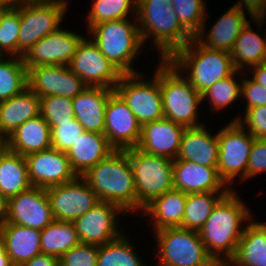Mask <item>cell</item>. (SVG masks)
I'll use <instances>...</instances> for the list:
<instances>
[{
  "label": "cell",
  "instance_id": "cell-1",
  "mask_svg": "<svg viewBox=\"0 0 266 266\" xmlns=\"http://www.w3.org/2000/svg\"><path fill=\"white\" fill-rule=\"evenodd\" d=\"M252 217L236 190L231 189L217 203L199 231L208 255L214 260L230 261L242 237L243 223L250 222Z\"/></svg>",
  "mask_w": 266,
  "mask_h": 266
},
{
  "label": "cell",
  "instance_id": "cell-2",
  "mask_svg": "<svg viewBox=\"0 0 266 266\" xmlns=\"http://www.w3.org/2000/svg\"><path fill=\"white\" fill-rule=\"evenodd\" d=\"M136 18L143 45L152 39L159 60H168L193 39L181 26L171 0H137Z\"/></svg>",
  "mask_w": 266,
  "mask_h": 266
},
{
  "label": "cell",
  "instance_id": "cell-3",
  "mask_svg": "<svg viewBox=\"0 0 266 266\" xmlns=\"http://www.w3.org/2000/svg\"><path fill=\"white\" fill-rule=\"evenodd\" d=\"M100 201L114 203L136 213V190L129 154L114 150L83 176Z\"/></svg>",
  "mask_w": 266,
  "mask_h": 266
},
{
  "label": "cell",
  "instance_id": "cell-4",
  "mask_svg": "<svg viewBox=\"0 0 266 266\" xmlns=\"http://www.w3.org/2000/svg\"><path fill=\"white\" fill-rule=\"evenodd\" d=\"M168 61L201 94L235 71L229 52L207 48L196 38L178 49Z\"/></svg>",
  "mask_w": 266,
  "mask_h": 266
},
{
  "label": "cell",
  "instance_id": "cell-5",
  "mask_svg": "<svg viewBox=\"0 0 266 266\" xmlns=\"http://www.w3.org/2000/svg\"><path fill=\"white\" fill-rule=\"evenodd\" d=\"M104 21L88 29L91 40L123 74L139 73L133 65L143 47L137 18Z\"/></svg>",
  "mask_w": 266,
  "mask_h": 266
},
{
  "label": "cell",
  "instance_id": "cell-6",
  "mask_svg": "<svg viewBox=\"0 0 266 266\" xmlns=\"http://www.w3.org/2000/svg\"><path fill=\"white\" fill-rule=\"evenodd\" d=\"M159 62V86L165 118L186 128L203 125L198 119V109L203 104L202 94L168 60Z\"/></svg>",
  "mask_w": 266,
  "mask_h": 266
},
{
  "label": "cell",
  "instance_id": "cell-7",
  "mask_svg": "<svg viewBox=\"0 0 266 266\" xmlns=\"http://www.w3.org/2000/svg\"><path fill=\"white\" fill-rule=\"evenodd\" d=\"M129 154L136 190V213L154 198L174 189L173 160L151 155L142 150L130 148Z\"/></svg>",
  "mask_w": 266,
  "mask_h": 266
},
{
  "label": "cell",
  "instance_id": "cell-8",
  "mask_svg": "<svg viewBox=\"0 0 266 266\" xmlns=\"http://www.w3.org/2000/svg\"><path fill=\"white\" fill-rule=\"evenodd\" d=\"M68 3V0L26 1L20 5L18 57H23L40 39L61 27Z\"/></svg>",
  "mask_w": 266,
  "mask_h": 266
},
{
  "label": "cell",
  "instance_id": "cell-9",
  "mask_svg": "<svg viewBox=\"0 0 266 266\" xmlns=\"http://www.w3.org/2000/svg\"><path fill=\"white\" fill-rule=\"evenodd\" d=\"M155 70L150 81L144 78L142 72L123 74L114 88L141 126L165 118L159 86V64Z\"/></svg>",
  "mask_w": 266,
  "mask_h": 266
},
{
  "label": "cell",
  "instance_id": "cell-10",
  "mask_svg": "<svg viewBox=\"0 0 266 266\" xmlns=\"http://www.w3.org/2000/svg\"><path fill=\"white\" fill-rule=\"evenodd\" d=\"M159 266H206L213 260L206 252L199 231L180 227L154 232Z\"/></svg>",
  "mask_w": 266,
  "mask_h": 266
},
{
  "label": "cell",
  "instance_id": "cell-11",
  "mask_svg": "<svg viewBox=\"0 0 266 266\" xmlns=\"http://www.w3.org/2000/svg\"><path fill=\"white\" fill-rule=\"evenodd\" d=\"M227 123L217 131L219 155L217 170L229 188L238 177L247 180V165L254 139L237 121ZM235 179V180H234Z\"/></svg>",
  "mask_w": 266,
  "mask_h": 266
},
{
  "label": "cell",
  "instance_id": "cell-12",
  "mask_svg": "<svg viewBox=\"0 0 266 266\" xmlns=\"http://www.w3.org/2000/svg\"><path fill=\"white\" fill-rule=\"evenodd\" d=\"M68 66L87 86L114 89L123 75L90 37L82 39Z\"/></svg>",
  "mask_w": 266,
  "mask_h": 266
},
{
  "label": "cell",
  "instance_id": "cell-13",
  "mask_svg": "<svg viewBox=\"0 0 266 266\" xmlns=\"http://www.w3.org/2000/svg\"><path fill=\"white\" fill-rule=\"evenodd\" d=\"M46 194L56 221L73 222L101 202L82 176L66 184L49 187Z\"/></svg>",
  "mask_w": 266,
  "mask_h": 266
},
{
  "label": "cell",
  "instance_id": "cell-14",
  "mask_svg": "<svg viewBox=\"0 0 266 266\" xmlns=\"http://www.w3.org/2000/svg\"><path fill=\"white\" fill-rule=\"evenodd\" d=\"M121 213L126 214L120 206L101 201L76 218L73 224L80 242L101 246L120 237L124 233L118 221Z\"/></svg>",
  "mask_w": 266,
  "mask_h": 266
},
{
  "label": "cell",
  "instance_id": "cell-15",
  "mask_svg": "<svg viewBox=\"0 0 266 266\" xmlns=\"http://www.w3.org/2000/svg\"><path fill=\"white\" fill-rule=\"evenodd\" d=\"M84 37L62 29L40 39L22 57L27 69L36 66L69 65Z\"/></svg>",
  "mask_w": 266,
  "mask_h": 266
},
{
  "label": "cell",
  "instance_id": "cell-16",
  "mask_svg": "<svg viewBox=\"0 0 266 266\" xmlns=\"http://www.w3.org/2000/svg\"><path fill=\"white\" fill-rule=\"evenodd\" d=\"M87 85L68 65L36 66L28 69V87L40 98H75Z\"/></svg>",
  "mask_w": 266,
  "mask_h": 266
},
{
  "label": "cell",
  "instance_id": "cell-17",
  "mask_svg": "<svg viewBox=\"0 0 266 266\" xmlns=\"http://www.w3.org/2000/svg\"><path fill=\"white\" fill-rule=\"evenodd\" d=\"M54 220L44 188L31 186L8 199L6 222L42 231Z\"/></svg>",
  "mask_w": 266,
  "mask_h": 266
},
{
  "label": "cell",
  "instance_id": "cell-18",
  "mask_svg": "<svg viewBox=\"0 0 266 266\" xmlns=\"http://www.w3.org/2000/svg\"><path fill=\"white\" fill-rule=\"evenodd\" d=\"M25 160L32 186L47 189L66 184L77 177L66 152L54 148L29 154L25 156Z\"/></svg>",
  "mask_w": 266,
  "mask_h": 266
},
{
  "label": "cell",
  "instance_id": "cell-19",
  "mask_svg": "<svg viewBox=\"0 0 266 266\" xmlns=\"http://www.w3.org/2000/svg\"><path fill=\"white\" fill-rule=\"evenodd\" d=\"M104 135L115 150L137 147L141 136V125L115 91L107 102Z\"/></svg>",
  "mask_w": 266,
  "mask_h": 266
},
{
  "label": "cell",
  "instance_id": "cell-20",
  "mask_svg": "<svg viewBox=\"0 0 266 266\" xmlns=\"http://www.w3.org/2000/svg\"><path fill=\"white\" fill-rule=\"evenodd\" d=\"M186 127L163 118L141 126V136L137 148L151 155L175 160Z\"/></svg>",
  "mask_w": 266,
  "mask_h": 266
},
{
  "label": "cell",
  "instance_id": "cell-21",
  "mask_svg": "<svg viewBox=\"0 0 266 266\" xmlns=\"http://www.w3.org/2000/svg\"><path fill=\"white\" fill-rule=\"evenodd\" d=\"M174 189L184 193L229 192L220 178L217 167H209L186 160H173Z\"/></svg>",
  "mask_w": 266,
  "mask_h": 266
},
{
  "label": "cell",
  "instance_id": "cell-22",
  "mask_svg": "<svg viewBox=\"0 0 266 266\" xmlns=\"http://www.w3.org/2000/svg\"><path fill=\"white\" fill-rule=\"evenodd\" d=\"M113 92L101 86H86L72 99L75 119L85 131L104 134L107 102Z\"/></svg>",
  "mask_w": 266,
  "mask_h": 266
},
{
  "label": "cell",
  "instance_id": "cell-23",
  "mask_svg": "<svg viewBox=\"0 0 266 266\" xmlns=\"http://www.w3.org/2000/svg\"><path fill=\"white\" fill-rule=\"evenodd\" d=\"M247 19L246 13L232 5L221 17H218L211 29L208 30V34L205 22L196 39L207 48L230 53L240 32L250 21Z\"/></svg>",
  "mask_w": 266,
  "mask_h": 266
},
{
  "label": "cell",
  "instance_id": "cell-24",
  "mask_svg": "<svg viewBox=\"0 0 266 266\" xmlns=\"http://www.w3.org/2000/svg\"><path fill=\"white\" fill-rule=\"evenodd\" d=\"M206 124L186 128L175 160L191 161L199 165L217 167L219 144L217 133L207 131Z\"/></svg>",
  "mask_w": 266,
  "mask_h": 266
},
{
  "label": "cell",
  "instance_id": "cell-25",
  "mask_svg": "<svg viewBox=\"0 0 266 266\" xmlns=\"http://www.w3.org/2000/svg\"><path fill=\"white\" fill-rule=\"evenodd\" d=\"M251 21L256 27H263V19H251L240 32L230 52L235 70L245 73L248 69L266 62V32L262 36L254 31Z\"/></svg>",
  "mask_w": 266,
  "mask_h": 266
},
{
  "label": "cell",
  "instance_id": "cell-26",
  "mask_svg": "<svg viewBox=\"0 0 266 266\" xmlns=\"http://www.w3.org/2000/svg\"><path fill=\"white\" fill-rule=\"evenodd\" d=\"M114 150L104 134L85 131L66 152V155L77 176H83Z\"/></svg>",
  "mask_w": 266,
  "mask_h": 266
},
{
  "label": "cell",
  "instance_id": "cell-27",
  "mask_svg": "<svg viewBox=\"0 0 266 266\" xmlns=\"http://www.w3.org/2000/svg\"><path fill=\"white\" fill-rule=\"evenodd\" d=\"M6 148L24 157L51 148V128L41 115L28 119L5 138Z\"/></svg>",
  "mask_w": 266,
  "mask_h": 266
},
{
  "label": "cell",
  "instance_id": "cell-28",
  "mask_svg": "<svg viewBox=\"0 0 266 266\" xmlns=\"http://www.w3.org/2000/svg\"><path fill=\"white\" fill-rule=\"evenodd\" d=\"M0 235L13 265L22 266L41 253L40 230L6 222L0 227Z\"/></svg>",
  "mask_w": 266,
  "mask_h": 266
},
{
  "label": "cell",
  "instance_id": "cell-29",
  "mask_svg": "<svg viewBox=\"0 0 266 266\" xmlns=\"http://www.w3.org/2000/svg\"><path fill=\"white\" fill-rule=\"evenodd\" d=\"M41 100L29 87L0 102V137L6 138L28 119L40 115Z\"/></svg>",
  "mask_w": 266,
  "mask_h": 266
},
{
  "label": "cell",
  "instance_id": "cell-30",
  "mask_svg": "<svg viewBox=\"0 0 266 266\" xmlns=\"http://www.w3.org/2000/svg\"><path fill=\"white\" fill-rule=\"evenodd\" d=\"M186 200L187 193L172 189L154 198L142 211L147 218L150 217L152 223H149L154 225V232L164 228L181 227Z\"/></svg>",
  "mask_w": 266,
  "mask_h": 266
},
{
  "label": "cell",
  "instance_id": "cell-31",
  "mask_svg": "<svg viewBox=\"0 0 266 266\" xmlns=\"http://www.w3.org/2000/svg\"><path fill=\"white\" fill-rule=\"evenodd\" d=\"M231 266H266V223H246Z\"/></svg>",
  "mask_w": 266,
  "mask_h": 266
},
{
  "label": "cell",
  "instance_id": "cell-32",
  "mask_svg": "<svg viewBox=\"0 0 266 266\" xmlns=\"http://www.w3.org/2000/svg\"><path fill=\"white\" fill-rule=\"evenodd\" d=\"M31 186L25 157L5 148L0 154V194L8 200Z\"/></svg>",
  "mask_w": 266,
  "mask_h": 266
},
{
  "label": "cell",
  "instance_id": "cell-33",
  "mask_svg": "<svg viewBox=\"0 0 266 266\" xmlns=\"http://www.w3.org/2000/svg\"><path fill=\"white\" fill-rule=\"evenodd\" d=\"M80 243L73 222L54 220L41 231V253L58 259Z\"/></svg>",
  "mask_w": 266,
  "mask_h": 266
},
{
  "label": "cell",
  "instance_id": "cell-34",
  "mask_svg": "<svg viewBox=\"0 0 266 266\" xmlns=\"http://www.w3.org/2000/svg\"><path fill=\"white\" fill-rule=\"evenodd\" d=\"M228 192H202L187 194L180 228L200 231L217 203Z\"/></svg>",
  "mask_w": 266,
  "mask_h": 266
},
{
  "label": "cell",
  "instance_id": "cell-35",
  "mask_svg": "<svg viewBox=\"0 0 266 266\" xmlns=\"http://www.w3.org/2000/svg\"><path fill=\"white\" fill-rule=\"evenodd\" d=\"M125 232L117 239L99 246L97 266H146Z\"/></svg>",
  "mask_w": 266,
  "mask_h": 266
},
{
  "label": "cell",
  "instance_id": "cell-36",
  "mask_svg": "<svg viewBox=\"0 0 266 266\" xmlns=\"http://www.w3.org/2000/svg\"><path fill=\"white\" fill-rule=\"evenodd\" d=\"M9 59V60H8ZM28 87V69L22 57L0 62V102L20 94Z\"/></svg>",
  "mask_w": 266,
  "mask_h": 266
},
{
  "label": "cell",
  "instance_id": "cell-37",
  "mask_svg": "<svg viewBox=\"0 0 266 266\" xmlns=\"http://www.w3.org/2000/svg\"><path fill=\"white\" fill-rule=\"evenodd\" d=\"M136 7L137 0H93L86 29L104 21L129 19L128 15L136 18Z\"/></svg>",
  "mask_w": 266,
  "mask_h": 266
},
{
  "label": "cell",
  "instance_id": "cell-38",
  "mask_svg": "<svg viewBox=\"0 0 266 266\" xmlns=\"http://www.w3.org/2000/svg\"><path fill=\"white\" fill-rule=\"evenodd\" d=\"M240 74L242 75L243 72L235 70L230 76L217 81L202 93V102L208 100L211 110L213 109L214 112L219 113L238 101L241 98L242 80L240 79L239 82L236 77H241Z\"/></svg>",
  "mask_w": 266,
  "mask_h": 266
},
{
  "label": "cell",
  "instance_id": "cell-39",
  "mask_svg": "<svg viewBox=\"0 0 266 266\" xmlns=\"http://www.w3.org/2000/svg\"><path fill=\"white\" fill-rule=\"evenodd\" d=\"M181 26L193 37L200 33L206 18L204 0H171Z\"/></svg>",
  "mask_w": 266,
  "mask_h": 266
},
{
  "label": "cell",
  "instance_id": "cell-40",
  "mask_svg": "<svg viewBox=\"0 0 266 266\" xmlns=\"http://www.w3.org/2000/svg\"><path fill=\"white\" fill-rule=\"evenodd\" d=\"M19 32L20 5L16 8H0V51L5 56L18 57Z\"/></svg>",
  "mask_w": 266,
  "mask_h": 266
},
{
  "label": "cell",
  "instance_id": "cell-41",
  "mask_svg": "<svg viewBox=\"0 0 266 266\" xmlns=\"http://www.w3.org/2000/svg\"><path fill=\"white\" fill-rule=\"evenodd\" d=\"M40 115L49 126H59V123L71 122L75 119L72 99L61 96L41 97Z\"/></svg>",
  "mask_w": 266,
  "mask_h": 266
},
{
  "label": "cell",
  "instance_id": "cell-42",
  "mask_svg": "<svg viewBox=\"0 0 266 266\" xmlns=\"http://www.w3.org/2000/svg\"><path fill=\"white\" fill-rule=\"evenodd\" d=\"M51 128V148L67 152L78 137L85 132L82 125L73 119L71 122L59 123Z\"/></svg>",
  "mask_w": 266,
  "mask_h": 266
},
{
  "label": "cell",
  "instance_id": "cell-43",
  "mask_svg": "<svg viewBox=\"0 0 266 266\" xmlns=\"http://www.w3.org/2000/svg\"><path fill=\"white\" fill-rule=\"evenodd\" d=\"M98 245L80 243L59 259V266H97Z\"/></svg>",
  "mask_w": 266,
  "mask_h": 266
},
{
  "label": "cell",
  "instance_id": "cell-44",
  "mask_svg": "<svg viewBox=\"0 0 266 266\" xmlns=\"http://www.w3.org/2000/svg\"><path fill=\"white\" fill-rule=\"evenodd\" d=\"M238 115L232 121H237L253 138L266 139V106L247 109L242 114L245 117Z\"/></svg>",
  "mask_w": 266,
  "mask_h": 266
},
{
  "label": "cell",
  "instance_id": "cell-45",
  "mask_svg": "<svg viewBox=\"0 0 266 266\" xmlns=\"http://www.w3.org/2000/svg\"><path fill=\"white\" fill-rule=\"evenodd\" d=\"M243 72L241 84V98L244 99V112L253 107L266 106V87L254 82L248 76L245 78ZM243 97V98H242ZM246 107V108H245Z\"/></svg>",
  "mask_w": 266,
  "mask_h": 266
},
{
  "label": "cell",
  "instance_id": "cell-46",
  "mask_svg": "<svg viewBox=\"0 0 266 266\" xmlns=\"http://www.w3.org/2000/svg\"><path fill=\"white\" fill-rule=\"evenodd\" d=\"M262 172H266V139H254L247 165V180Z\"/></svg>",
  "mask_w": 266,
  "mask_h": 266
},
{
  "label": "cell",
  "instance_id": "cell-47",
  "mask_svg": "<svg viewBox=\"0 0 266 266\" xmlns=\"http://www.w3.org/2000/svg\"><path fill=\"white\" fill-rule=\"evenodd\" d=\"M233 6L245 12L251 19H262L266 14V0H237ZM245 9V10H244Z\"/></svg>",
  "mask_w": 266,
  "mask_h": 266
},
{
  "label": "cell",
  "instance_id": "cell-48",
  "mask_svg": "<svg viewBox=\"0 0 266 266\" xmlns=\"http://www.w3.org/2000/svg\"><path fill=\"white\" fill-rule=\"evenodd\" d=\"M22 266H59V259L40 253L24 263Z\"/></svg>",
  "mask_w": 266,
  "mask_h": 266
},
{
  "label": "cell",
  "instance_id": "cell-49",
  "mask_svg": "<svg viewBox=\"0 0 266 266\" xmlns=\"http://www.w3.org/2000/svg\"><path fill=\"white\" fill-rule=\"evenodd\" d=\"M248 73L252 74L250 77L254 82L263 85L266 87V62L257 65L256 67L248 70ZM251 71V72H250Z\"/></svg>",
  "mask_w": 266,
  "mask_h": 266
},
{
  "label": "cell",
  "instance_id": "cell-50",
  "mask_svg": "<svg viewBox=\"0 0 266 266\" xmlns=\"http://www.w3.org/2000/svg\"><path fill=\"white\" fill-rule=\"evenodd\" d=\"M8 200L0 194V227L6 223Z\"/></svg>",
  "mask_w": 266,
  "mask_h": 266
},
{
  "label": "cell",
  "instance_id": "cell-51",
  "mask_svg": "<svg viewBox=\"0 0 266 266\" xmlns=\"http://www.w3.org/2000/svg\"><path fill=\"white\" fill-rule=\"evenodd\" d=\"M8 254L5 251V245L0 235V266H12Z\"/></svg>",
  "mask_w": 266,
  "mask_h": 266
},
{
  "label": "cell",
  "instance_id": "cell-52",
  "mask_svg": "<svg viewBox=\"0 0 266 266\" xmlns=\"http://www.w3.org/2000/svg\"><path fill=\"white\" fill-rule=\"evenodd\" d=\"M27 0H0V8H16Z\"/></svg>",
  "mask_w": 266,
  "mask_h": 266
},
{
  "label": "cell",
  "instance_id": "cell-53",
  "mask_svg": "<svg viewBox=\"0 0 266 266\" xmlns=\"http://www.w3.org/2000/svg\"><path fill=\"white\" fill-rule=\"evenodd\" d=\"M206 266H231L229 260H211Z\"/></svg>",
  "mask_w": 266,
  "mask_h": 266
},
{
  "label": "cell",
  "instance_id": "cell-54",
  "mask_svg": "<svg viewBox=\"0 0 266 266\" xmlns=\"http://www.w3.org/2000/svg\"><path fill=\"white\" fill-rule=\"evenodd\" d=\"M6 148L5 139L0 137V154Z\"/></svg>",
  "mask_w": 266,
  "mask_h": 266
},
{
  "label": "cell",
  "instance_id": "cell-55",
  "mask_svg": "<svg viewBox=\"0 0 266 266\" xmlns=\"http://www.w3.org/2000/svg\"><path fill=\"white\" fill-rule=\"evenodd\" d=\"M4 57L6 56L0 51V62L5 59Z\"/></svg>",
  "mask_w": 266,
  "mask_h": 266
},
{
  "label": "cell",
  "instance_id": "cell-56",
  "mask_svg": "<svg viewBox=\"0 0 266 266\" xmlns=\"http://www.w3.org/2000/svg\"><path fill=\"white\" fill-rule=\"evenodd\" d=\"M27 1H54V0H27Z\"/></svg>",
  "mask_w": 266,
  "mask_h": 266
}]
</instances>
